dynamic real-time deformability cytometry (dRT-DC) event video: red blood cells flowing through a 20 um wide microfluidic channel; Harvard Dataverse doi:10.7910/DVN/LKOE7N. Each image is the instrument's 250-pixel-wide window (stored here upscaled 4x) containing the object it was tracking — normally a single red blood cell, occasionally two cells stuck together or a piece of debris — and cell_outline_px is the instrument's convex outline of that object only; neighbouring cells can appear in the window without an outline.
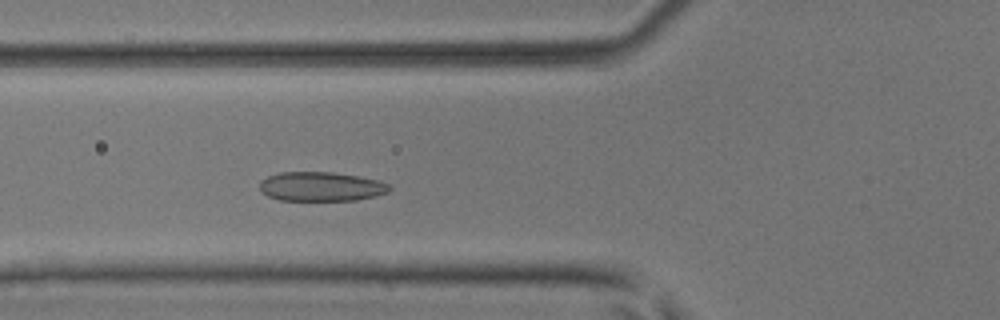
{"species": "common noctule bat (a hibernating species)", "species_latin": "Nyctalus noctula", "temperature_condition": "room temperature", "stored_images_in_passage": 45, "camera_frame_rate_fps": 3000, "um_per_image_px": 0.085, "animal": {"sex": "male", "body_mass_g": 17.9, "forearm_length_mm": 54.2}, "frame": {"image": 1, "passage_image": 14, "time_ms": 4.333, "image_size_px": [1000, 320], "cell_outline_px": [[392, 188], [388, 192], [376, 196], [356, 200], [280, 200], [268, 196], [260, 192], [260, 180], [268, 176], [280, 172], [332, 172], [356, 176], [376, 180], [388, 184]], "centroid_in_image_um": [27.26, 15.86], "position_along_channel_um": 98.5, "area_um2": 22.08}}
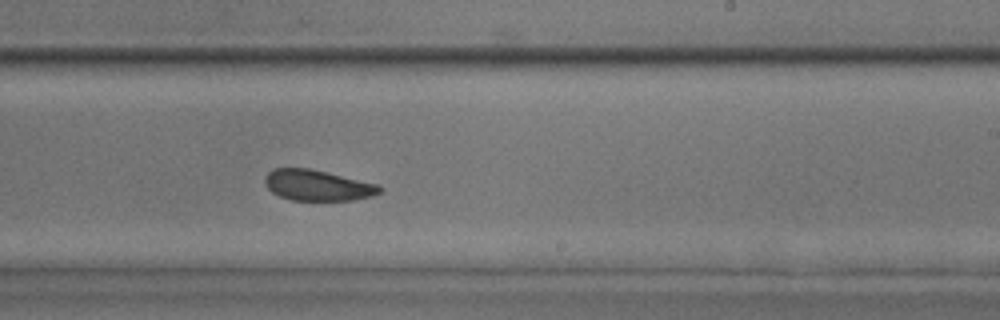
{"frame": {"image": 2, "passage_image": 26, "time_ms": 8.333, "image_size_px": [1000, 320], "cell_outline_px": [[380, 192], [372, 196], [352, 200], [292, 200], [280, 196], [272, 192], [264, 184], [264, 176], [272, 168], [308, 168], [380, 184]], "centroid_in_image_um": [26.96, 15.74], "position_along_channel_um": 262.0, "area_um2": 20.58}}
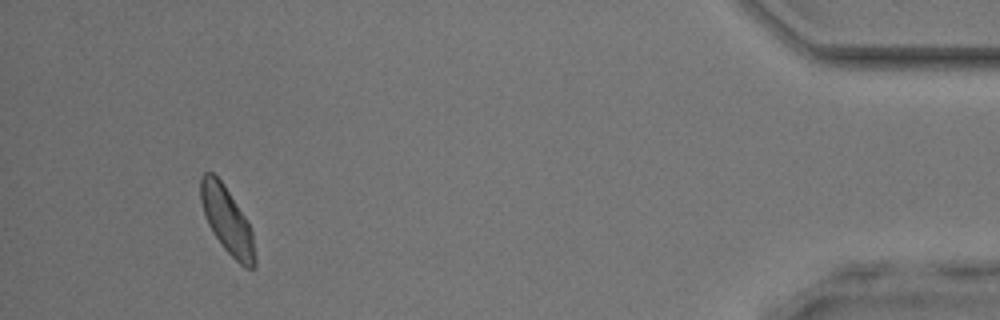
{"frame": {"image": 3, "passage_image": 42, "time_ms": 13.667, "image_size_px": [1000, 320], "cell_outline_px": [[256, 268], [244, 268], [224, 248], [212, 232], [204, 216], [200, 200], [200, 176], [204, 172], [212, 172], [224, 184], [244, 216], [252, 232], [256, 260]], "centroid_in_image_um": [19.28, 18.73], "position_along_channel_um": 415.9, "area_um2": 20.92}, "authors_computed_cell_mechanics": {"area_um2": 21.5594, "velocity_mm_per_s": 4.1021, "shape_relaxation_time_tau1_ms": 2.4726, "shape_relaxation_time_tau2_ms": 2.3155, "deformation_change_tau1": 0.0671, "deformation_change_tau2": 0.0598}}